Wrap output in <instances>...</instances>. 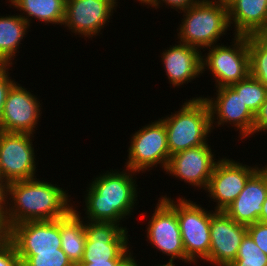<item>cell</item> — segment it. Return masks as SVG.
Returning a JSON list of instances; mask_svg holds the SVG:
<instances>
[{
  "label": "cell",
  "instance_id": "5",
  "mask_svg": "<svg viewBox=\"0 0 267 266\" xmlns=\"http://www.w3.org/2000/svg\"><path fill=\"white\" fill-rule=\"evenodd\" d=\"M232 39V45L218 43L208 47L207 55L202 54V73L211 71L216 88L230 86L250 75L248 36L235 35Z\"/></svg>",
  "mask_w": 267,
  "mask_h": 266
},
{
  "label": "cell",
  "instance_id": "28",
  "mask_svg": "<svg viewBox=\"0 0 267 266\" xmlns=\"http://www.w3.org/2000/svg\"><path fill=\"white\" fill-rule=\"evenodd\" d=\"M0 266H21L17 250L9 239L0 242Z\"/></svg>",
  "mask_w": 267,
  "mask_h": 266
},
{
  "label": "cell",
  "instance_id": "7",
  "mask_svg": "<svg viewBox=\"0 0 267 266\" xmlns=\"http://www.w3.org/2000/svg\"><path fill=\"white\" fill-rule=\"evenodd\" d=\"M130 141L125 167L143 173L159 164L164 171L166 170L170 152L166 127L160 118L137 130L132 134Z\"/></svg>",
  "mask_w": 267,
  "mask_h": 266
},
{
  "label": "cell",
  "instance_id": "24",
  "mask_svg": "<svg viewBox=\"0 0 267 266\" xmlns=\"http://www.w3.org/2000/svg\"><path fill=\"white\" fill-rule=\"evenodd\" d=\"M250 76L267 88V32L248 36Z\"/></svg>",
  "mask_w": 267,
  "mask_h": 266
},
{
  "label": "cell",
  "instance_id": "21",
  "mask_svg": "<svg viewBox=\"0 0 267 266\" xmlns=\"http://www.w3.org/2000/svg\"><path fill=\"white\" fill-rule=\"evenodd\" d=\"M79 213L75 207L60 219L61 249L75 266L82 261L86 241L84 219Z\"/></svg>",
  "mask_w": 267,
  "mask_h": 266
},
{
  "label": "cell",
  "instance_id": "18",
  "mask_svg": "<svg viewBox=\"0 0 267 266\" xmlns=\"http://www.w3.org/2000/svg\"><path fill=\"white\" fill-rule=\"evenodd\" d=\"M267 196V165L259 168L247 181L238 197L224 212L245 226L258 222Z\"/></svg>",
  "mask_w": 267,
  "mask_h": 266
},
{
  "label": "cell",
  "instance_id": "1",
  "mask_svg": "<svg viewBox=\"0 0 267 266\" xmlns=\"http://www.w3.org/2000/svg\"><path fill=\"white\" fill-rule=\"evenodd\" d=\"M66 192L68 191L57 184L37 178L6 184L4 208L7 226L10 229L13 225L26 221L57 220L65 217L73 209L70 195Z\"/></svg>",
  "mask_w": 267,
  "mask_h": 266
},
{
  "label": "cell",
  "instance_id": "26",
  "mask_svg": "<svg viewBox=\"0 0 267 266\" xmlns=\"http://www.w3.org/2000/svg\"><path fill=\"white\" fill-rule=\"evenodd\" d=\"M21 266H75L65 252H17Z\"/></svg>",
  "mask_w": 267,
  "mask_h": 266
},
{
  "label": "cell",
  "instance_id": "33",
  "mask_svg": "<svg viewBox=\"0 0 267 266\" xmlns=\"http://www.w3.org/2000/svg\"><path fill=\"white\" fill-rule=\"evenodd\" d=\"M5 204H0V242L9 239V227L5 218Z\"/></svg>",
  "mask_w": 267,
  "mask_h": 266
},
{
  "label": "cell",
  "instance_id": "16",
  "mask_svg": "<svg viewBox=\"0 0 267 266\" xmlns=\"http://www.w3.org/2000/svg\"><path fill=\"white\" fill-rule=\"evenodd\" d=\"M247 226L235 222L224 211H215L211 215L210 252L203 261L215 266H228L237 257L238 249Z\"/></svg>",
  "mask_w": 267,
  "mask_h": 266
},
{
  "label": "cell",
  "instance_id": "25",
  "mask_svg": "<svg viewBox=\"0 0 267 266\" xmlns=\"http://www.w3.org/2000/svg\"><path fill=\"white\" fill-rule=\"evenodd\" d=\"M240 95L244 104L255 115L267 97V88L257 79H246L230 85Z\"/></svg>",
  "mask_w": 267,
  "mask_h": 266
},
{
  "label": "cell",
  "instance_id": "3",
  "mask_svg": "<svg viewBox=\"0 0 267 266\" xmlns=\"http://www.w3.org/2000/svg\"><path fill=\"white\" fill-rule=\"evenodd\" d=\"M161 120L166 127L170 156L206 144L213 131L210 108L204 96L186 99L179 111Z\"/></svg>",
  "mask_w": 267,
  "mask_h": 266
},
{
  "label": "cell",
  "instance_id": "38",
  "mask_svg": "<svg viewBox=\"0 0 267 266\" xmlns=\"http://www.w3.org/2000/svg\"><path fill=\"white\" fill-rule=\"evenodd\" d=\"M214 2H218L220 4L228 5L233 0H212Z\"/></svg>",
  "mask_w": 267,
  "mask_h": 266
},
{
  "label": "cell",
  "instance_id": "40",
  "mask_svg": "<svg viewBox=\"0 0 267 266\" xmlns=\"http://www.w3.org/2000/svg\"><path fill=\"white\" fill-rule=\"evenodd\" d=\"M156 266H175L174 261H168L166 264L163 265H156Z\"/></svg>",
  "mask_w": 267,
  "mask_h": 266
},
{
  "label": "cell",
  "instance_id": "37",
  "mask_svg": "<svg viewBox=\"0 0 267 266\" xmlns=\"http://www.w3.org/2000/svg\"><path fill=\"white\" fill-rule=\"evenodd\" d=\"M6 202V183L0 176V204H5Z\"/></svg>",
  "mask_w": 267,
  "mask_h": 266
},
{
  "label": "cell",
  "instance_id": "23",
  "mask_svg": "<svg viewBox=\"0 0 267 266\" xmlns=\"http://www.w3.org/2000/svg\"><path fill=\"white\" fill-rule=\"evenodd\" d=\"M30 25L20 15L0 16V61L12 66Z\"/></svg>",
  "mask_w": 267,
  "mask_h": 266
},
{
  "label": "cell",
  "instance_id": "13",
  "mask_svg": "<svg viewBox=\"0 0 267 266\" xmlns=\"http://www.w3.org/2000/svg\"><path fill=\"white\" fill-rule=\"evenodd\" d=\"M37 98L15 82L6 97L0 118V131L33 135L42 113V105Z\"/></svg>",
  "mask_w": 267,
  "mask_h": 266
},
{
  "label": "cell",
  "instance_id": "32",
  "mask_svg": "<svg viewBox=\"0 0 267 266\" xmlns=\"http://www.w3.org/2000/svg\"><path fill=\"white\" fill-rule=\"evenodd\" d=\"M267 131V97L262 103L259 111L255 114L253 135L258 132Z\"/></svg>",
  "mask_w": 267,
  "mask_h": 266
},
{
  "label": "cell",
  "instance_id": "30",
  "mask_svg": "<svg viewBox=\"0 0 267 266\" xmlns=\"http://www.w3.org/2000/svg\"><path fill=\"white\" fill-rule=\"evenodd\" d=\"M162 1V2H161ZM200 0H145L143 5L151 6L152 8L155 7V9L160 8V5L163 6V3L166 4L167 7H171L172 9L175 8V10H186L189 7L193 6L194 4L198 3Z\"/></svg>",
  "mask_w": 267,
  "mask_h": 266
},
{
  "label": "cell",
  "instance_id": "12",
  "mask_svg": "<svg viewBox=\"0 0 267 266\" xmlns=\"http://www.w3.org/2000/svg\"><path fill=\"white\" fill-rule=\"evenodd\" d=\"M117 3L118 0H66L63 25L82 38L96 37L110 21Z\"/></svg>",
  "mask_w": 267,
  "mask_h": 266
},
{
  "label": "cell",
  "instance_id": "8",
  "mask_svg": "<svg viewBox=\"0 0 267 266\" xmlns=\"http://www.w3.org/2000/svg\"><path fill=\"white\" fill-rule=\"evenodd\" d=\"M33 138L27 133L0 131V174L6 184L36 178Z\"/></svg>",
  "mask_w": 267,
  "mask_h": 266
},
{
  "label": "cell",
  "instance_id": "11",
  "mask_svg": "<svg viewBox=\"0 0 267 266\" xmlns=\"http://www.w3.org/2000/svg\"><path fill=\"white\" fill-rule=\"evenodd\" d=\"M259 169L229 158H221L213 169L205 190L208 197L216 202L215 211H224L244 189L248 179ZM208 191V192H207Z\"/></svg>",
  "mask_w": 267,
  "mask_h": 266
},
{
  "label": "cell",
  "instance_id": "35",
  "mask_svg": "<svg viewBox=\"0 0 267 266\" xmlns=\"http://www.w3.org/2000/svg\"><path fill=\"white\" fill-rule=\"evenodd\" d=\"M121 259H112L109 261L100 262H80L78 266H116Z\"/></svg>",
  "mask_w": 267,
  "mask_h": 266
},
{
  "label": "cell",
  "instance_id": "4",
  "mask_svg": "<svg viewBox=\"0 0 267 266\" xmlns=\"http://www.w3.org/2000/svg\"><path fill=\"white\" fill-rule=\"evenodd\" d=\"M182 23L177 28V38L182 44L208 49L226 35L230 28L227 5L212 0H200L183 10Z\"/></svg>",
  "mask_w": 267,
  "mask_h": 266
},
{
  "label": "cell",
  "instance_id": "36",
  "mask_svg": "<svg viewBox=\"0 0 267 266\" xmlns=\"http://www.w3.org/2000/svg\"><path fill=\"white\" fill-rule=\"evenodd\" d=\"M258 222L267 225V196L265 198V201L263 202L262 211Z\"/></svg>",
  "mask_w": 267,
  "mask_h": 266
},
{
  "label": "cell",
  "instance_id": "20",
  "mask_svg": "<svg viewBox=\"0 0 267 266\" xmlns=\"http://www.w3.org/2000/svg\"><path fill=\"white\" fill-rule=\"evenodd\" d=\"M229 25L233 35H253L267 32V0H233L228 5Z\"/></svg>",
  "mask_w": 267,
  "mask_h": 266
},
{
  "label": "cell",
  "instance_id": "39",
  "mask_svg": "<svg viewBox=\"0 0 267 266\" xmlns=\"http://www.w3.org/2000/svg\"><path fill=\"white\" fill-rule=\"evenodd\" d=\"M8 65L2 61H0V73L7 67Z\"/></svg>",
  "mask_w": 267,
  "mask_h": 266
},
{
  "label": "cell",
  "instance_id": "17",
  "mask_svg": "<svg viewBox=\"0 0 267 266\" xmlns=\"http://www.w3.org/2000/svg\"><path fill=\"white\" fill-rule=\"evenodd\" d=\"M17 252H58L61 248L60 219L26 221L9 229Z\"/></svg>",
  "mask_w": 267,
  "mask_h": 266
},
{
  "label": "cell",
  "instance_id": "15",
  "mask_svg": "<svg viewBox=\"0 0 267 266\" xmlns=\"http://www.w3.org/2000/svg\"><path fill=\"white\" fill-rule=\"evenodd\" d=\"M208 142L200 147H192L170 156L166 174L184 180L194 188L207 189L213 169L217 163Z\"/></svg>",
  "mask_w": 267,
  "mask_h": 266
},
{
  "label": "cell",
  "instance_id": "29",
  "mask_svg": "<svg viewBox=\"0 0 267 266\" xmlns=\"http://www.w3.org/2000/svg\"><path fill=\"white\" fill-rule=\"evenodd\" d=\"M247 233L251 236L260 250L267 255V225L260 222L248 225Z\"/></svg>",
  "mask_w": 267,
  "mask_h": 266
},
{
  "label": "cell",
  "instance_id": "27",
  "mask_svg": "<svg viewBox=\"0 0 267 266\" xmlns=\"http://www.w3.org/2000/svg\"><path fill=\"white\" fill-rule=\"evenodd\" d=\"M228 266H267V255L247 233L238 249L237 257Z\"/></svg>",
  "mask_w": 267,
  "mask_h": 266
},
{
  "label": "cell",
  "instance_id": "9",
  "mask_svg": "<svg viewBox=\"0 0 267 266\" xmlns=\"http://www.w3.org/2000/svg\"><path fill=\"white\" fill-rule=\"evenodd\" d=\"M160 197L146 228L147 239L154 246L153 248L170 256V261L179 259L185 262V249L176 213V202L167 195Z\"/></svg>",
  "mask_w": 267,
  "mask_h": 266
},
{
  "label": "cell",
  "instance_id": "41",
  "mask_svg": "<svg viewBox=\"0 0 267 266\" xmlns=\"http://www.w3.org/2000/svg\"><path fill=\"white\" fill-rule=\"evenodd\" d=\"M137 1H139L141 4L145 2V0H137Z\"/></svg>",
  "mask_w": 267,
  "mask_h": 266
},
{
  "label": "cell",
  "instance_id": "31",
  "mask_svg": "<svg viewBox=\"0 0 267 266\" xmlns=\"http://www.w3.org/2000/svg\"><path fill=\"white\" fill-rule=\"evenodd\" d=\"M11 66H7L1 73H0V118L3 113L4 104L6 101L7 94L13 84L16 82L15 79H11V76L9 77L10 73L8 70Z\"/></svg>",
  "mask_w": 267,
  "mask_h": 266
},
{
  "label": "cell",
  "instance_id": "10",
  "mask_svg": "<svg viewBox=\"0 0 267 266\" xmlns=\"http://www.w3.org/2000/svg\"><path fill=\"white\" fill-rule=\"evenodd\" d=\"M86 241L81 262H100L122 259L129 249L126 227L114 222H90L85 220Z\"/></svg>",
  "mask_w": 267,
  "mask_h": 266
},
{
  "label": "cell",
  "instance_id": "22",
  "mask_svg": "<svg viewBox=\"0 0 267 266\" xmlns=\"http://www.w3.org/2000/svg\"><path fill=\"white\" fill-rule=\"evenodd\" d=\"M9 3L20 12L23 11L19 15L29 25L32 18L45 24L63 25L66 0H9Z\"/></svg>",
  "mask_w": 267,
  "mask_h": 266
},
{
  "label": "cell",
  "instance_id": "19",
  "mask_svg": "<svg viewBox=\"0 0 267 266\" xmlns=\"http://www.w3.org/2000/svg\"><path fill=\"white\" fill-rule=\"evenodd\" d=\"M162 53L163 67L173 87L188 84L202 75V52L200 49L178 42Z\"/></svg>",
  "mask_w": 267,
  "mask_h": 266
},
{
  "label": "cell",
  "instance_id": "14",
  "mask_svg": "<svg viewBox=\"0 0 267 266\" xmlns=\"http://www.w3.org/2000/svg\"><path fill=\"white\" fill-rule=\"evenodd\" d=\"M216 90L217 97L215 99L204 97L210 108L211 128L213 129L214 125L220 127L228 123L229 125L233 124L232 127L239 130L240 140L245 137L247 140L250 135H253L255 115L231 86H222ZM216 119L217 121H214Z\"/></svg>",
  "mask_w": 267,
  "mask_h": 266
},
{
  "label": "cell",
  "instance_id": "34",
  "mask_svg": "<svg viewBox=\"0 0 267 266\" xmlns=\"http://www.w3.org/2000/svg\"><path fill=\"white\" fill-rule=\"evenodd\" d=\"M131 250L116 264V266H140L133 257Z\"/></svg>",
  "mask_w": 267,
  "mask_h": 266
},
{
  "label": "cell",
  "instance_id": "2",
  "mask_svg": "<svg viewBox=\"0 0 267 266\" xmlns=\"http://www.w3.org/2000/svg\"><path fill=\"white\" fill-rule=\"evenodd\" d=\"M135 173L126 167L121 172L110 170L94 178L84 196L87 215L84 218L90 222H114L122 226L121 220L133 215L131 212L137 204Z\"/></svg>",
  "mask_w": 267,
  "mask_h": 266
},
{
  "label": "cell",
  "instance_id": "6",
  "mask_svg": "<svg viewBox=\"0 0 267 266\" xmlns=\"http://www.w3.org/2000/svg\"><path fill=\"white\" fill-rule=\"evenodd\" d=\"M176 213L185 249V263L198 264V258L205 260L210 252V224L212 211L190 199L177 198Z\"/></svg>",
  "mask_w": 267,
  "mask_h": 266
}]
</instances>
